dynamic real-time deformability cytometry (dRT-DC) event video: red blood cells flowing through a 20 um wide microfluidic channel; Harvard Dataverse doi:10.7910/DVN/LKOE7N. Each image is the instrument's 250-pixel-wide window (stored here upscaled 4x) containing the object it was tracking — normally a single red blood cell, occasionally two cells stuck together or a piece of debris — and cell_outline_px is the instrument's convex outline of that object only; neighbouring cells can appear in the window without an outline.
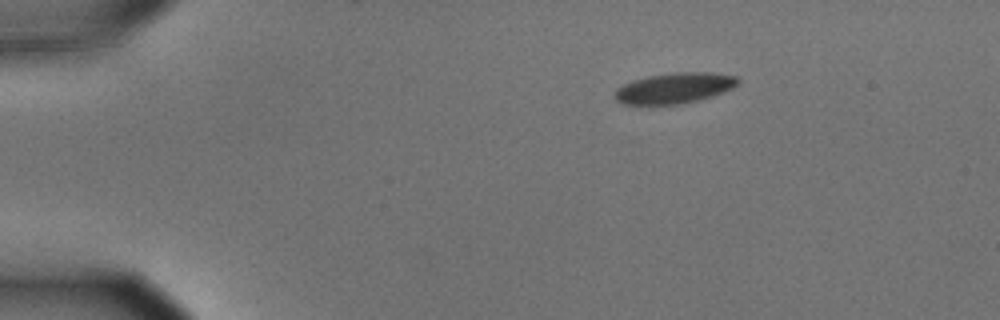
{"species": "common noctule bat (a hibernating species)", "species_latin": "Nyctalus noctula", "temperature_condition": "cold", "stored_images_in_passage": 48, "camera_frame_rate_fps": 3000, "um_per_image_px": 0.085, "animal": {"sex": "male", "body_mass_g": 15.6}, "frame": {"image": 1, "passage_image": 1, "time_ms": 0.0, "image_size_px": [1000, 320], "cell_outline_px": [[740, 80], [732, 88], [712, 96], [680, 104], [624, 104], [616, 100], [612, 96], [612, 92], [616, 88], [632, 80], [648, 76], [676, 72], [708, 72], [736, 76]], "centroid_in_image_um": [57.27, 7.48], "position_along_channel_um": 27.7, "area_um2": 21.91}}
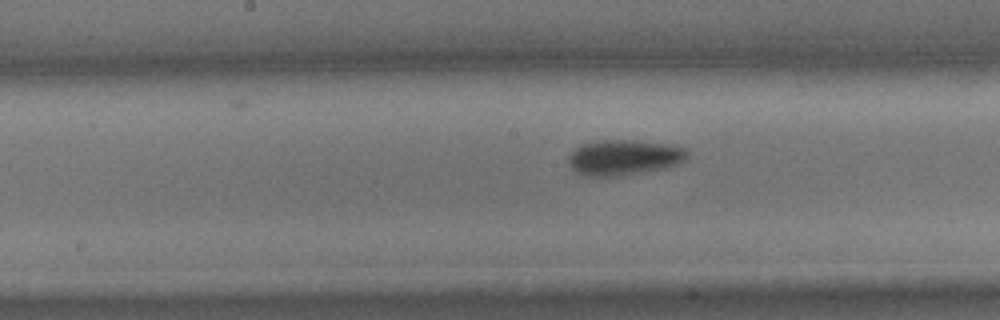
{"frame": {"image": 2, "passage_image": 21, "time_ms": 6.667, "image_size_px": [1000, 320], "cell_outline_px": [[688, 152], [684, 160], [676, 164], [664, 168], [616, 176], [588, 176], [576, 172], [568, 164], [568, 156], [580, 144], [604, 140], [632, 140], [664, 144], [684, 148]], "centroid_in_image_um": [52.98, 13.38], "position_along_channel_um": 195.2, "area_um2": 24.1}}
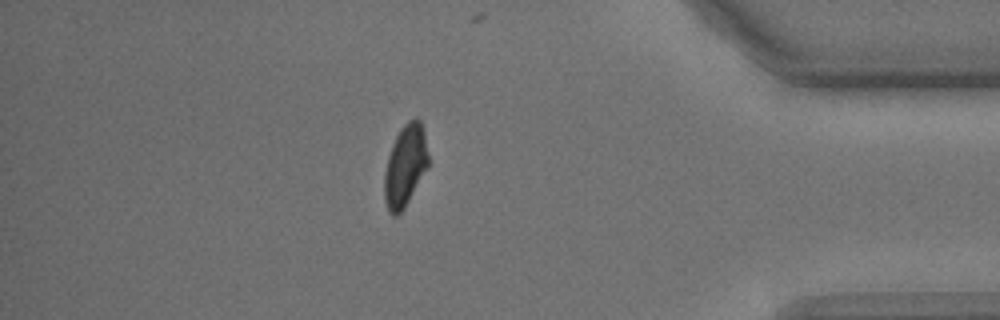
{"frame": {"image": 3, "passage_image": 41, "time_ms": 13.333, "image_size_px": [1000, 320], "cell_outline_px": [[428, 164], [404, 208], [396, 216], [392, 216], [388, 212], [384, 200], [384, 172], [388, 156], [392, 144], [400, 128], [408, 120], [420, 120], [424, 128], [428, 156]], "centroid_in_image_um": [34.41, 14.09], "position_along_channel_um": 400.8, "area_um2": 20.69}, "authors_computed_cell_mechanics": {"area_um2": 22.6287, "velocity_mm_per_s": 3.5517, "shape_relaxation_time_tau1_ms": 1.8969, "shape_relaxation_time_tau2_ms": 10.0715, "deformation_change_tau1": 0.0927, "deformation_change_tau2": 0.1083}}